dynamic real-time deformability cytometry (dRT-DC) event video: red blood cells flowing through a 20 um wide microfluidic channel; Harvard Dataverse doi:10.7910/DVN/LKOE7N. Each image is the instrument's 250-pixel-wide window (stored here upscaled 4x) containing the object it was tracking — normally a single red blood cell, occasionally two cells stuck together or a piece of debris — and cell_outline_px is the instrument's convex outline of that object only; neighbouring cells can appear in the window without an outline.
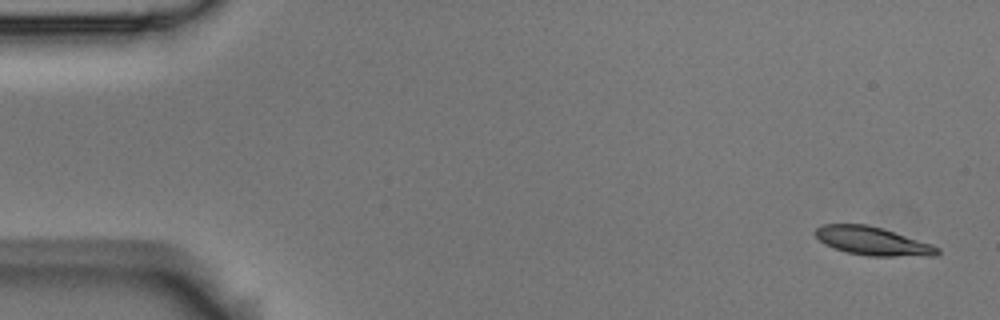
{"species": "Egyptian fruit bat (a non-hibernating species)", "species_latin": "Rousettus aegyptiacus", "temperature_condition": "room temperature", "stored_images_in_passage": 5, "camera_frame_rate_fps": 3000, "um_per_image_px": 0.085, "animal": {"sex": "male"}, "frame": {"image": 1, "passage_image": 1, "time_ms": 0.0, "image_size_px": [1000, 320], "cell_outline_px": [[940, 252], [936, 256], [868, 256], [848, 252], [824, 244], [812, 232], [816, 228], [824, 224], [868, 224], [932, 244], [940, 248]], "centroid_in_image_um": [74.18, 20.49], "position_along_channel_um": 10.8, "area_um2": 20.11}}
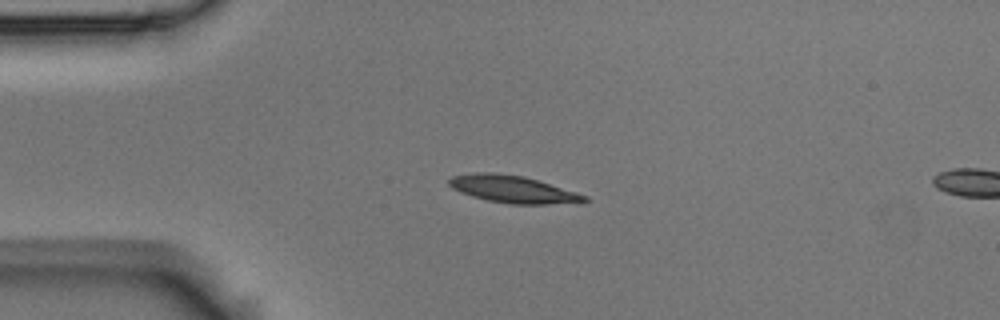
{"frame": {"image": 2, "passage_image": 4, "time_ms": 1.0, "image_size_px": [1000, 320], "cell_outline_px": [[588, 200], [548, 204], [508, 204], [488, 200], [472, 196], [460, 192], [452, 188], [448, 184], [448, 180], [452, 176], [476, 172], [496, 172], [524, 176], [576, 192], [588, 196]], "centroid_in_image_um": [43.52, 16.07], "position_along_channel_um": 41.5, "area_um2": 21.27}}